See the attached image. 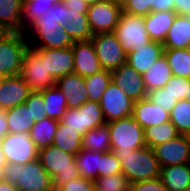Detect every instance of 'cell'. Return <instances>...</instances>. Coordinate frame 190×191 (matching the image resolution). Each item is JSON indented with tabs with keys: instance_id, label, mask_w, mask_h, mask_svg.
Returning a JSON list of instances; mask_svg holds the SVG:
<instances>
[{
	"instance_id": "cell-36",
	"label": "cell",
	"mask_w": 190,
	"mask_h": 191,
	"mask_svg": "<svg viewBox=\"0 0 190 191\" xmlns=\"http://www.w3.org/2000/svg\"><path fill=\"white\" fill-rule=\"evenodd\" d=\"M88 100L99 102L112 81L111 71L102 69L92 76L84 78Z\"/></svg>"
},
{
	"instance_id": "cell-35",
	"label": "cell",
	"mask_w": 190,
	"mask_h": 191,
	"mask_svg": "<svg viewBox=\"0 0 190 191\" xmlns=\"http://www.w3.org/2000/svg\"><path fill=\"white\" fill-rule=\"evenodd\" d=\"M164 56L174 76L190 78V48L164 49Z\"/></svg>"
},
{
	"instance_id": "cell-18",
	"label": "cell",
	"mask_w": 190,
	"mask_h": 191,
	"mask_svg": "<svg viewBox=\"0 0 190 191\" xmlns=\"http://www.w3.org/2000/svg\"><path fill=\"white\" fill-rule=\"evenodd\" d=\"M55 86L66 96L68 108L77 109L88 100L84 78L77 73L61 77Z\"/></svg>"
},
{
	"instance_id": "cell-6",
	"label": "cell",
	"mask_w": 190,
	"mask_h": 191,
	"mask_svg": "<svg viewBox=\"0 0 190 191\" xmlns=\"http://www.w3.org/2000/svg\"><path fill=\"white\" fill-rule=\"evenodd\" d=\"M111 150L113 152H127L145 147L144 129L132 116L113 120L108 123Z\"/></svg>"
},
{
	"instance_id": "cell-51",
	"label": "cell",
	"mask_w": 190,
	"mask_h": 191,
	"mask_svg": "<svg viewBox=\"0 0 190 191\" xmlns=\"http://www.w3.org/2000/svg\"><path fill=\"white\" fill-rule=\"evenodd\" d=\"M174 0H156V11L165 12L172 11L174 12Z\"/></svg>"
},
{
	"instance_id": "cell-30",
	"label": "cell",
	"mask_w": 190,
	"mask_h": 191,
	"mask_svg": "<svg viewBox=\"0 0 190 191\" xmlns=\"http://www.w3.org/2000/svg\"><path fill=\"white\" fill-rule=\"evenodd\" d=\"M7 123L9 133H30L35 119L25 104H19L7 110Z\"/></svg>"
},
{
	"instance_id": "cell-7",
	"label": "cell",
	"mask_w": 190,
	"mask_h": 191,
	"mask_svg": "<svg viewBox=\"0 0 190 191\" xmlns=\"http://www.w3.org/2000/svg\"><path fill=\"white\" fill-rule=\"evenodd\" d=\"M113 33L126 54L133 51L134 48L145 47L152 42L145 27L144 16L123 10Z\"/></svg>"
},
{
	"instance_id": "cell-31",
	"label": "cell",
	"mask_w": 190,
	"mask_h": 191,
	"mask_svg": "<svg viewBox=\"0 0 190 191\" xmlns=\"http://www.w3.org/2000/svg\"><path fill=\"white\" fill-rule=\"evenodd\" d=\"M64 31L75 41H89L93 36L87 14L69 11Z\"/></svg>"
},
{
	"instance_id": "cell-8",
	"label": "cell",
	"mask_w": 190,
	"mask_h": 191,
	"mask_svg": "<svg viewBox=\"0 0 190 191\" xmlns=\"http://www.w3.org/2000/svg\"><path fill=\"white\" fill-rule=\"evenodd\" d=\"M32 91H42L55 86V80L47 73L42 49L28 47L24 53L19 74Z\"/></svg>"
},
{
	"instance_id": "cell-22",
	"label": "cell",
	"mask_w": 190,
	"mask_h": 191,
	"mask_svg": "<svg viewBox=\"0 0 190 191\" xmlns=\"http://www.w3.org/2000/svg\"><path fill=\"white\" fill-rule=\"evenodd\" d=\"M162 44L164 49L190 48V21L188 16L176 15Z\"/></svg>"
},
{
	"instance_id": "cell-42",
	"label": "cell",
	"mask_w": 190,
	"mask_h": 191,
	"mask_svg": "<svg viewBox=\"0 0 190 191\" xmlns=\"http://www.w3.org/2000/svg\"><path fill=\"white\" fill-rule=\"evenodd\" d=\"M118 173H122L120 160L112 150L104 152L100 157V177Z\"/></svg>"
},
{
	"instance_id": "cell-48",
	"label": "cell",
	"mask_w": 190,
	"mask_h": 191,
	"mask_svg": "<svg viewBox=\"0 0 190 191\" xmlns=\"http://www.w3.org/2000/svg\"><path fill=\"white\" fill-rule=\"evenodd\" d=\"M63 3L69 11L87 14L89 9V4L84 0H64Z\"/></svg>"
},
{
	"instance_id": "cell-5",
	"label": "cell",
	"mask_w": 190,
	"mask_h": 191,
	"mask_svg": "<svg viewBox=\"0 0 190 191\" xmlns=\"http://www.w3.org/2000/svg\"><path fill=\"white\" fill-rule=\"evenodd\" d=\"M27 35L24 32H6L0 38V75L20 74L24 53L31 43Z\"/></svg>"
},
{
	"instance_id": "cell-1",
	"label": "cell",
	"mask_w": 190,
	"mask_h": 191,
	"mask_svg": "<svg viewBox=\"0 0 190 191\" xmlns=\"http://www.w3.org/2000/svg\"><path fill=\"white\" fill-rule=\"evenodd\" d=\"M69 9L64 3H58L47 8L34 24L29 27L40 40V44L32 48L63 49L75 44V40L64 31Z\"/></svg>"
},
{
	"instance_id": "cell-24",
	"label": "cell",
	"mask_w": 190,
	"mask_h": 191,
	"mask_svg": "<svg viewBox=\"0 0 190 191\" xmlns=\"http://www.w3.org/2000/svg\"><path fill=\"white\" fill-rule=\"evenodd\" d=\"M172 70L163 55L143 74L146 91L163 88L172 78Z\"/></svg>"
},
{
	"instance_id": "cell-28",
	"label": "cell",
	"mask_w": 190,
	"mask_h": 191,
	"mask_svg": "<svg viewBox=\"0 0 190 191\" xmlns=\"http://www.w3.org/2000/svg\"><path fill=\"white\" fill-rule=\"evenodd\" d=\"M103 153L81 149L75 155V161L81 177L91 180L100 177V157Z\"/></svg>"
},
{
	"instance_id": "cell-10",
	"label": "cell",
	"mask_w": 190,
	"mask_h": 191,
	"mask_svg": "<svg viewBox=\"0 0 190 191\" xmlns=\"http://www.w3.org/2000/svg\"><path fill=\"white\" fill-rule=\"evenodd\" d=\"M2 151L7 163L24 165L38 159V148L27 132L8 133L1 140Z\"/></svg>"
},
{
	"instance_id": "cell-12",
	"label": "cell",
	"mask_w": 190,
	"mask_h": 191,
	"mask_svg": "<svg viewBox=\"0 0 190 191\" xmlns=\"http://www.w3.org/2000/svg\"><path fill=\"white\" fill-rule=\"evenodd\" d=\"M99 103L106 123L132 116L134 101L112 81Z\"/></svg>"
},
{
	"instance_id": "cell-26",
	"label": "cell",
	"mask_w": 190,
	"mask_h": 191,
	"mask_svg": "<svg viewBox=\"0 0 190 191\" xmlns=\"http://www.w3.org/2000/svg\"><path fill=\"white\" fill-rule=\"evenodd\" d=\"M52 144L66 153L76 155L81 150L82 135L76 129H72L58 121Z\"/></svg>"
},
{
	"instance_id": "cell-17",
	"label": "cell",
	"mask_w": 190,
	"mask_h": 191,
	"mask_svg": "<svg viewBox=\"0 0 190 191\" xmlns=\"http://www.w3.org/2000/svg\"><path fill=\"white\" fill-rule=\"evenodd\" d=\"M72 52L74 57V73L86 78L102 70L91 40L76 41L72 46Z\"/></svg>"
},
{
	"instance_id": "cell-58",
	"label": "cell",
	"mask_w": 190,
	"mask_h": 191,
	"mask_svg": "<svg viewBox=\"0 0 190 191\" xmlns=\"http://www.w3.org/2000/svg\"><path fill=\"white\" fill-rule=\"evenodd\" d=\"M4 79H5V77L0 75V86H1L2 82L4 81Z\"/></svg>"
},
{
	"instance_id": "cell-25",
	"label": "cell",
	"mask_w": 190,
	"mask_h": 191,
	"mask_svg": "<svg viewBox=\"0 0 190 191\" xmlns=\"http://www.w3.org/2000/svg\"><path fill=\"white\" fill-rule=\"evenodd\" d=\"M24 0H0V26L6 32H21Z\"/></svg>"
},
{
	"instance_id": "cell-54",
	"label": "cell",
	"mask_w": 190,
	"mask_h": 191,
	"mask_svg": "<svg viewBox=\"0 0 190 191\" xmlns=\"http://www.w3.org/2000/svg\"><path fill=\"white\" fill-rule=\"evenodd\" d=\"M183 137L185 138V141L187 142V144L189 145V148H190V130L185 132L183 134Z\"/></svg>"
},
{
	"instance_id": "cell-57",
	"label": "cell",
	"mask_w": 190,
	"mask_h": 191,
	"mask_svg": "<svg viewBox=\"0 0 190 191\" xmlns=\"http://www.w3.org/2000/svg\"><path fill=\"white\" fill-rule=\"evenodd\" d=\"M6 31L0 26V38L4 36Z\"/></svg>"
},
{
	"instance_id": "cell-4",
	"label": "cell",
	"mask_w": 190,
	"mask_h": 191,
	"mask_svg": "<svg viewBox=\"0 0 190 191\" xmlns=\"http://www.w3.org/2000/svg\"><path fill=\"white\" fill-rule=\"evenodd\" d=\"M38 160L52 177L55 191L80 176L75 155L66 153L53 144L38 150Z\"/></svg>"
},
{
	"instance_id": "cell-21",
	"label": "cell",
	"mask_w": 190,
	"mask_h": 191,
	"mask_svg": "<svg viewBox=\"0 0 190 191\" xmlns=\"http://www.w3.org/2000/svg\"><path fill=\"white\" fill-rule=\"evenodd\" d=\"M176 15L172 11H156L144 16L145 27L152 41L164 42Z\"/></svg>"
},
{
	"instance_id": "cell-40",
	"label": "cell",
	"mask_w": 190,
	"mask_h": 191,
	"mask_svg": "<svg viewBox=\"0 0 190 191\" xmlns=\"http://www.w3.org/2000/svg\"><path fill=\"white\" fill-rule=\"evenodd\" d=\"M177 100H184L190 89V78L172 76L170 81L163 87Z\"/></svg>"
},
{
	"instance_id": "cell-41",
	"label": "cell",
	"mask_w": 190,
	"mask_h": 191,
	"mask_svg": "<svg viewBox=\"0 0 190 191\" xmlns=\"http://www.w3.org/2000/svg\"><path fill=\"white\" fill-rule=\"evenodd\" d=\"M60 121L66 126L76 129L82 136L87 132L84 126L83 105L77 109L68 108Z\"/></svg>"
},
{
	"instance_id": "cell-14",
	"label": "cell",
	"mask_w": 190,
	"mask_h": 191,
	"mask_svg": "<svg viewBox=\"0 0 190 191\" xmlns=\"http://www.w3.org/2000/svg\"><path fill=\"white\" fill-rule=\"evenodd\" d=\"M160 168L188 163L190 148L183 135L158 144L153 148Z\"/></svg>"
},
{
	"instance_id": "cell-2",
	"label": "cell",
	"mask_w": 190,
	"mask_h": 191,
	"mask_svg": "<svg viewBox=\"0 0 190 191\" xmlns=\"http://www.w3.org/2000/svg\"><path fill=\"white\" fill-rule=\"evenodd\" d=\"M3 180L15 185L19 191H55L52 177L38 159L24 165L7 163Z\"/></svg>"
},
{
	"instance_id": "cell-27",
	"label": "cell",
	"mask_w": 190,
	"mask_h": 191,
	"mask_svg": "<svg viewBox=\"0 0 190 191\" xmlns=\"http://www.w3.org/2000/svg\"><path fill=\"white\" fill-rule=\"evenodd\" d=\"M64 0H24L21 14V32L27 34V28L31 27L40 16L47 12V8ZM28 26V27H27Z\"/></svg>"
},
{
	"instance_id": "cell-49",
	"label": "cell",
	"mask_w": 190,
	"mask_h": 191,
	"mask_svg": "<svg viewBox=\"0 0 190 191\" xmlns=\"http://www.w3.org/2000/svg\"><path fill=\"white\" fill-rule=\"evenodd\" d=\"M174 12L179 15L190 14V0H174Z\"/></svg>"
},
{
	"instance_id": "cell-29",
	"label": "cell",
	"mask_w": 190,
	"mask_h": 191,
	"mask_svg": "<svg viewBox=\"0 0 190 191\" xmlns=\"http://www.w3.org/2000/svg\"><path fill=\"white\" fill-rule=\"evenodd\" d=\"M40 92L46 106L47 118L60 121L68 109L66 96L56 86Z\"/></svg>"
},
{
	"instance_id": "cell-9",
	"label": "cell",
	"mask_w": 190,
	"mask_h": 191,
	"mask_svg": "<svg viewBox=\"0 0 190 191\" xmlns=\"http://www.w3.org/2000/svg\"><path fill=\"white\" fill-rule=\"evenodd\" d=\"M90 40L102 69L112 71L126 62L127 54L113 32L95 34Z\"/></svg>"
},
{
	"instance_id": "cell-32",
	"label": "cell",
	"mask_w": 190,
	"mask_h": 191,
	"mask_svg": "<svg viewBox=\"0 0 190 191\" xmlns=\"http://www.w3.org/2000/svg\"><path fill=\"white\" fill-rule=\"evenodd\" d=\"M81 149L97 152H108L111 150L110 133L108 125L91 129L82 136Z\"/></svg>"
},
{
	"instance_id": "cell-15",
	"label": "cell",
	"mask_w": 190,
	"mask_h": 191,
	"mask_svg": "<svg viewBox=\"0 0 190 191\" xmlns=\"http://www.w3.org/2000/svg\"><path fill=\"white\" fill-rule=\"evenodd\" d=\"M32 92L20 75L5 77L0 86V109L9 110L24 104Z\"/></svg>"
},
{
	"instance_id": "cell-37",
	"label": "cell",
	"mask_w": 190,
	"mask_h": 191,
	"mask_svg": "<svg viewBox=\"0 0 190 191\" xmlns=\"http://www.w3.org/2000/svg\"><path fill=\"white\" fill-rule=\"evenodd\" d=\"M170 121L175 125L178 133L183 135L190 130V101L180 100L172 108Z\"/></svg>"
},
{
	"instance_id": "cell-50",
	"label": "cell",
	"mask_w": 190,
	"mask_h": 191,
	"mask_svg": "<svg viewBox=\"0 0 190 191\" xmlns=\"http://www.w3.org/2000/svg\"><path fill=\"white\" fill-rule=\"evenodd\" d=\"M9 133L7 110L0 109V141Z\"/></svg>"
},
{
	"instance_id": "cell-33",
	"label": "cell",
	"mask_w": 190,
	"mask_h": 191,
	"mask_svg": "<svg viewBox=\"0 0 190 191\" xmlns=\"http://www.w3.org/2000/svg\"><path fill=\"white\" fill-rule=\"evenodd\" d=\"M57 126V120L47 117L33 124L29 134L38 149L49 146L53 143Z\"/></svg>"
},
{
	"instance_id": "cell-52",
	"label": "cell",
	"mask_w": 190,
	"mask_h": 191,
	"mask_svg": "<svg viewBox=\"0 0 190 191\" xmlns=\"http://www.w3.org/2000/svg\"><path fill=\"white\" fill-rule=\"evenodd\" d=\"M0 191H19L15 185H12L9 181H0Z\"/></svg>"
},
{
	"instance_id": "cell-45",
	"label": "cell",
	"mask_w": 190,
	"mask_h": 191,
	"mask_svg": "<svg viewBox=\"0 0 190 191\" xmlns=\"http://www.w3.org/2000/svg\"><path fill=\"white\" fill-rule=\"evenodd\" d=\"M147 98L157 106L165 108V110L171 113L172 108L178 102L168 90L164 88L154 89L147 92Z\"/></svg>"
},
{
	"instance_id": "cell-13",
	"label": "cell",
	"mask_w": 190,
	"mask_h": 191,
	"mask_svg": "<svg viewBox=\"0 0 190 191\" xmlns=\"http://www.w3.org/2000/svg\"><path fill=\"white\" fill-rule=\"evenodd\" d=\"M112 82L116 84L133 101L147 97L143 75L138 73L128 63L111 71Z\"/></svg>"
},
{
	"instance_id": "cell-39",
	"label": "cell",
	"mask_w": 190,
	"mask_h": 191,
	"mask_svg": "<svg viewBox=\"0 0 190 191\" xmlns=\"http://www.w3.org/2000/svg\"><path fill=\"white\" fill-rule=\"evenodd\" d=\"M83 119L87 131L106 124L100 103L96 101L87 100L83 104Z\"/></svg>"
},
{
	"instance_id": "cell-11",
	"label": "cell",
	"mask_w": 190,
	"mask_h": 191,
	"mask_svg": "<svg viewBox=\"0 0 190 191\" xmlns=\"http://www.w3.org/2000/svg\"><path fill=\"white\" fill-rule=\"evenodd\" d=\"M122 6L111 0H103L89 6L87 18L92 34L113 32L116 28Z\"/></svg>"
},
{
	"instance_id": "cell-43",
	"label": "cell",
	"mask_w": 190,
	"mask_h": 191,
	"mask_svg": "<svg viewBox=\"0 0 190 191\" xmlns=\"http://www.w3.org/2000/svg\"><path fill=\"white\" fill-rule=\"evenodd\" d=\"M122 10L131 14L146 16L156 12V0H127Z\"/></svg>"
},
{
	"instance_id": "cell-47",
	"label": "cell",
	"mask_w": 190,
	"mask_h": 191,
	"mask_svg": "<svg viewBox=\"0 0 190 191\" xmlns=\"http://www.w3.org/2000/svg\"><path fill=\"white\" fill-rule=\"evenodd\" d=\"M129 191H167L161 177L130 183Z\"/></svg>"
},
{
	"instance_id": "cell-55",
	"label": "cell",
	"mask_w": 190,
	"mask_h": 191,
	"mask_svg": "<svg viewBox=\"0 0 190 191\" xmlns=\"http://www.w3.org/2000/svg\"><path fill=\"white\" fill-rule=\"evenodd\" d=\"M113 1L114 3L120 5V6H123L127 0H111Z\"/></svg>"
},
{
	"instance_id": "cell-53",
	"label": "cell",
	"mask_w": 190,
	"mask_h": 191,
	"mask_svg": "<svg viewBox=\"0 0 190 191\" xmlns=\"http://www.w3.org/2000/svg\"><path fill=\"white\" fill-rule=\"evenodd\" d=\"M7 164V160L4 156V153L2 151L1 141H0V181L3 180L4 175V167Z\"/></svg>"
},
{
	"instance_id": "cell-44",
	"label": "cell",
	"mask_w": 190,
	"mask_h": 191,
	"mask_svg": "<svg viewBox=\"0 0 190 191\" xmlns=\"http://www.w3.org/2000/svg\"><path fill=\"white\" fill-rule=\"evenodd\" d=\"M24 104L30 109L35 122L47 117L46 106L41 92L33 91Z\"/></svg>"
},
{
	"instance_id": "cell-59",
	"label": "cell",
	"mask_w": 190,
	"mask_h": 191,
	"mask_svg": "<svg viewBox=\"0 0 190 191\" xmlns=\"http://www.w3.org/2000/svg\"><path fill=\"white\" fill-rule=\"evenodd\" d=\"M186 99L190 101V89H189V91H188V94H187V96H186Z\"/></svg>"
},
{
	"instance_id": "cell-38",
	"label": "cell",
	"mask_w": 190,
	"mask_h": 191,
	"mask_svg": "<svg viewBox=\"0 0 190 191\" xmlns=\"http://www.w3.org/2000/svg\"><path fill=\"white\" fill-rule=\"evenodd\" d=\"M95 191H129L130 182L123 173L97 177L93 180Z\"/></svg>"
},
{
	"instance_id": "cell-34",
	"label": "cell",
	"mask_w": 190,
	"mask_h": 191,
	"mask_svg": "<svg viewBox=\"0 0 190 191\" xmlns=\"http://www.w3.org/2000/svg\"><path fill=\"white\" fill-rule=\"evenodd\" d=\"M143 134L145 145L150 148L180 135L171 121L163 122L160 125L149 126L144 129Z\"/></svg>"
},
{
	"instance_id": "cell-46",
	"label": "cell",
	"mask_w": 190,
	"mask_h": 191,
	"mask_svg": "<svg viewBox=\"0 0 190 191\" xmlns=\"http://www.w3.org/2000/svg\"><path fill=\"white\" fill-rule=\"evenodd\" d=\"M56 191H95V189L93 180L79 176L61 185Z\"/></svg>"
},
{
	"instance_id": "cell-16",
	"label": "cell",
	"mask_w": 190,
	"mask_h": 191,
	"mask_svg": "<svg viewBox=\"0 0 190 191\" xmlns=\"http://www.w3.org/2000/svg\"><path fill=\"white\" fill-rule=\"evenodd\" d=\"M42 60H45L47 73H49L55 81L74 72L72 46L63 49H42Z\"/></svg>"
},
{
	"instance_id": "cell-19",
	"label": "cell",
	"mask_w": 190,
	"mask_h": 191,
	"mask_svg": "<svg viewBox=\"0 0 190 191\" xmlns=\"http://www.w3.org/2000/svg\"><path fill=\"white\" fill-rule=\"evenodd\" d=\"M132 117L143 129L170 121V113L147 97L134 101Z\"/></svg>"
},
{
	"instance_id": "cell-56",
	"label": "cell",
	"mask_w": 190,
	"mask_h": 191,
	"mask_svg": "<svg viewBox=\"0 0 190 191\" xmlns=\"http://www.w3.org/2000/svg\"><path fill=\"white\" fill-rule=\"evenodd\" d=\"M84 1L87 2L90 6V5H93V4L100 2V1H103V0H84Z\"/></svg>"
},
{
	"instance_id": "cell-3",
	"label": "cell",
	"mask_w": 190,
	"mask_h": 191,
	"mask_svg": "<svg viewBox=\"0 0 190 191\" xmlns=\"http://www.w3.org/2000/svg\"><path fill=\"white\" fill-rule=\"evenodd\" d=\"M114 153L120 160L122 173L130 183L160 177L161 168L152 148L145 146Z\"/></svg>"
},
{
	"instance_id": "cell-20",
	"label": "cell",
	"mask_w": 190,
	"mask_h": 191,
	"mask_svg": "<svg viewBox=\"0 0 190 191\" xmlns=\"http://www.w3.org/2000/svg\"><path fill=\"white\" fill-rule=\"evenodd\" d=\"M164 55V47L160 42L152 41L147 46L134 48L127 54L126 63L138 73L144 74L160 57Z\"/></svg>"
},
{
	"instance_id": "cell-60",
	"label": "cell",
	"mask_w": 190,
	"mask_h": 191,
	"mask_svg": "<svg viewBox=\"0 0 190 191\" xmlns=\"http://www.w3.org/2000/svg\"><path fill=\"white\" fill-rule=\"evenodd\" d=\"M187 166H188V169H189V172H190V159L188 160Z\"/></svg>"
},
{
	"instance_id": "cell-23",
	"label": "cell",
	"mask_w": 190,
	"mask_h": 191,
	"mask_svg": "<svg viewBox=\"0 0 190 191\" xmlns=\"http://www.w3.org/2000/svg\"><path fill=\"white\" fill-rule=\"evenodd\" d=\"M160 177L167 191L190 190V172L187 163L161 168Z\"/></svg>"
}]
</instances>
